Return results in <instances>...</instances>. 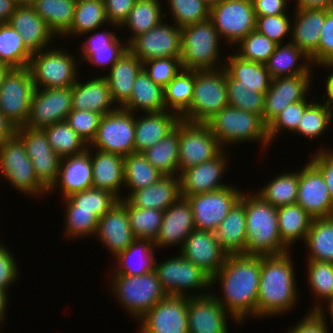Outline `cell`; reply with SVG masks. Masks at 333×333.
<instances>
[{"mask_svg": "<svg viewBox=\"0 0 333 333\" xmlns=\"http://www.w3.org/2000/svg\"><path fill=\"white\" fill-rule=\"evenodd\" d=\"M260 274V255L229 254L212 277L210 290L219 283L222 293L212 295L238 323L248 317L257 318Z\"/></svg>", "mask_w": 333, "mask_h": 333, "instance_id": "1", "label": "cell"}, {"mask_svg": "<svg viewBox=\"0 0 333 333\" xmlns=\"http://www.w3.org/2000/svg\"><path fill=\"white\" fill-rule=\"evenodd\" d=\"M290 252L261 256L257 318L283 315L297 306L298 287Z\"/></svg>", "mask_w": 333, "mask_h": 333, "instance_id": "2", "label": "cell"}, {"mask_svg": "<svg viewBox=\"0 0 333 333\" xmlns=\"http://www.w3.org/2000/svg\"><path fill=\"white\" fill-rule=\"evenodd\" d=\"M239 201L246 215L245 254L269 256L289 252L280 238L277 208L252 191H244Z\"/></svg>", "mask_w": 333, "mask_h": 333, "instance_id": "3", "label": "cell"}, {"mask_svg": "<svg viewBox=\"0 0 333 333\" xmlns=\"http://www.w3.org/2000/svg\"><path fill=\"white\" fill-rule=\"evenodd\" d=\"M220 146L259 141L263 148L270 147L268 126L262 116L227 105L206 123Z\"/></svg>", "mask_w": 333, "mask_h": 333, "instance_id": "4", "label": "cell"}, {"mask_svg": "<svg viewBox=\"0 0 333 333\" xmlns=\"http://www.w3.org/2000/svg\"><path fill=\"white\" fill-rule=\"evenodd\" d=\"M221 40L210 19L181 28L180 60L183 69L205 71L223 68L225 60H220Z\"/></svg>", "mask_w": 333, "mask_h": 333, "instance_id": "5", "label": "cell"}, {"mask_svg": "<svg viewBox=\"0 0 333 333\" xmlns=\"http://www.w3.org/2000/svg\"><path fill=\"white\" fill-rule=\"evenodd\" d=\"M109 287L116 301L125 308L129 316L140 320L154 305L163 300L167 294L164 291L157 273L148 272L143 275L128 276L112 274ZM111 282V283H110Z\"/></svg>", "mask_w": 333, "mask_h": 333, "instance_id": "6", "label": "cell"}, {"mask_svg": "<svg viewBox=\"0 0 333 333\" xmlns=\"http://www.w3.org/2000/svg\"><path fill=\"white\" fill-rule=\"evenodd\" d=\"M228 105L226 70L195 71L192 102L181 120L206 124L216 113Z\"/></svg>", "mask_w": 333, "mask_h": 333, "instance_id": "7", "label": "cell"}, {"mask_svg": "<svg viewBox=\"0 0 333 333\" xmlns=\"http://www.w3.org/2000/svg\"><path fill=\"white\" fill-rule=\"evenodd\" d=\"M55 47H48L31 56L28 68L35 88L69 87L80 77L77 69L79 61L73 52L69 54L65 48Z\"/></svg>", "mask_w": 333, "mask_h": 333, "instance_id": "8", "label": "cell"}, {"mask_svg": "<svg viewBox=\"0 0 333 333\" xmlns=\"http://www.w3.org/2000/svg\"><path fill=\"white\" fill-rule=\"evenodd\" d=\"M178 255L159 263L156 260L155 263V272L166 294L188 297L204 296L213 292L209 290L212 288V277L180 253ZM186 290L194 291L190 294Z\"/></svg>", "mask_w": 333, "mask_h": 333, "instance_id": "9", "label": "cell"}, {"mask_svg": "<svg viewBox=\"0 0 333 333\" xmlns=\"http://www.w3.org/2000/svg\"><path fill=\"white\" fill-rule=\"evenodd\" d=\"M0 175L19 192L37 197L48 189L37 179L22 140L14 133L0 145Z\"/></svg>", "mask_w": 333, "mask_h": 333, "instance_id": "10", "label": "cell"}, {"mask_svg": "<svg viewBox=\"0 0 333 333\" xmlns=\"http://www.w3.org/2000/svg\"><path fill=\"white\" fill-rule=\"evenodd\" d=\"M89 146L122 157L134 153L135 113L119 107L109 114H104L96 137Z\"/></svg>", "mask_w": 333, "mask_h": 333, "instance_id": "11", "label": "cell"}, {"mask_svg": "<svg viewBox=\"0 0 333 333\" xmlns=\"http://www.w3.org/2000/svg\"><path fill=\"white\" fill-rule=\"evenodd\" d=\"M209 19L223 42L229 46L237 45L255 30L256 16L252 0H223L210 8Z\"/></svg>", "mask_w": 333, "mask_h": 333, "instance_id": "12", "label": "cell"}, {"mask_svg": "<svg viewBox=\"0 0 333 333\" xmlns=\"http://www.w3.org/2000/svg\"><path fill=\"white\" fill-rule=\"evenodd\" d=\"M35 90L28 67L12 69L0 88V112L15 127L25 126Z\"/></svg>", "mask_w": 333, "mask_h": 333, "instance_id": "13", "label": "cell"}, {"mask_svg": "<svg viewBox=\"0 0 333 333\" xmlns=\"http://www.w3.org/2000/svg\"><path fill=\"white\" fill-rule=\"evenodd\" d=\"M223 148L204 123L179 122V174L216 157Z\"/></svg>", "mask_w": 333, "mask_h": 333, "instance_id": "14", "label": "cell"}, {"mask_svg": "<svg viewBox=\"0 0 333 333\" xmlns=\"http://www.w3.org/2000/svg\"><path fill=\"white\" fill-rule=\"evenodd\" d=\"M243 192L240 188L229 185L223 189L185 197L192 208L195 229L215 232L222 220L240 200Z\"/></svg>", "mask_w": 333, "mask_h": 333, "instance_id": "15", "label": "cell"}, {"mask_svg": "<svg viewBox=\"0 0 333 333\" xmlns=\"http://www.w3.org/2000/svg\"><path fill=\"white\" fill-rule=\"evenodd\" d=\"M127 49L141 62L166 57L181 58V28L162 20L153 29L134 37L127 44Z\"/></svg>", "mask_w": 333, "mask_h": 333, "instance_id": "16", "label": "cell"}, {"mask_svg": "<svg viewBox=\"0 0 333 333\" xmlns=\"http://www.w3.org/2000/svg\"><path fill=\"white\" fill-rule=\"evenodd\" d=\"M188 297L167 295L138 322V333H189Z\"/></svg>", "mask_w": 333, "mask_h": 333, "instance_id": "17", "label": "cell"}, {"mask_svg": "<svg viewBox=\"0 0 333 333\" xmlns=\"http://www.w3.org/2000/svg\"><path fill=\"white\" fill-rule=\"evenodd\" d=\"M72 110V86L35 88L26 127L44 129L56 122L65 121Z\"/></svg>", "mask_w": 333, "mask_h": 333, "instance_id": "18", "label": "cell"}, {"mask_svg": "<svg viewBox=\"0 0 333 333\" xmlns=\"http://www.w3.org/2000/svg\"><path fill=\"white\" fill-rule=\"evenodd\" d=\"M32 161L37 179L49 190L56 182L61 158L53 151L42 129L15 128Z\"/></svg>", "mask_w": 333, "mask_h": 333, "instance_id": "19", "label": "cell"}, {"mask_svg": "<svg viewBox=\"0 0 333 333\" xmlns=\"http://www.w3.org/2000/svg\"><path fill=\"white\" fill-rule=\"evenodd\" d=\"M299 169L296 203L313 219L333 216V201L320 170L309 160Z\"/></svg>", "mask_w": 333, "mask_h": 333, "instance_id": "20", "label": "cell"}, {"mask_svg": "<svg viewBox=\"0 0 333 333\" xmlns=\"http://www.w3.org/2000/svg\"><path fill=\"white\" fill-rule=\"evenodd\" d=\"M313 74H301L272 79L265 94L263 121L268 126L288 105L305 100L311 88Z\"/></svg>", "mask_w": 333, "mask_h": 333, "instance_id": "21", "label": "cell"}, {"mask_svg": "<svg viewBox=\"0 0 333 333\" xmlns=\"http://www.w3.org/2000/svg\"><path fill=\"white\" fill-rule=\"evenodd\" d=\"M224 149L213 159L190 167L179 174L180 194L189 197L223 189L230 184L222 183L227 170L228 158Z\"/></svg>", "mask_w": 333, "mask_h": 333, "instance_id": "22", "label": "cell"}, {"mask_svg": "<svg viewBox=\"0 0 333 333\" xmlns=\"http://www.w3.org/2000/svg\"><path fill=\"white\" fill-rule=\"evenodd\" d=\"M95 237L113 257L125 251L136 239L130 227L126 199L118 200L98 220Z\"/></svg>", "mask_w": 333, "mask_h": 333, "instance_id": "23", "label": "cell"}, {"mask_svg": "<svg viewBox=\"0 0 333 333\" xmlns=\"http://www.w3.org/2000/svg\"><path fill=\"white\" fill-rule=\"evenodd\" d=\"M214 298L212 292L204 296H188L189 333H229L228 316L238 323Z\"/></svg>", "mask_w": 333, "mask_h": 333, "instance_id": "24", "label": "cell"}, {"mask_svg": "<svg viewBox=\"0 0 333 333\" xmlns=\"http://www.w3.org/2000/svg\"><path fill=\"white\" fill-rule=\"evenodd\" d=\"M188 261L203 269L211 277L223 266L227 253L216 239L215 232L193 230L179 250Z\"/></svg>", "mask_w": 333, "mask_h": 333, "instance_id": "25", "label": "cell"}, {"mask_svg": "<svg viewBox=\"0 0 333 333\" xmlns=\"http://www.w3.org/2000/svg\"><path fill=\"white\" fill-rule=\"evenodd\" d=\"M91 187H93L91 147L88 145L82 153L61 158L58 177L48 193L52 194L55 189H60V196L65 199Z\"/></svg>", "mask_w": 333, "mask_h": 333, "instance_id": "26", "label": "cell"}, {"mask_svg": "<svg viewBox=\"0 0 333 333\" xmlns=\"http://www.w3.org/2000/svg\"><path fill=\"white\" fill-rule=\"evenodd\" d=\"M195 230L194 216L187 198L180 197L163 213V221L154 241L156 248L184 245L186 238ZM180 244V245H179Z\"/></svg>", "mask_w": 333, "mask_h": 333, "instance_id": "27", "label": "cell"}, {"mask_svg": "<svg viewBox=\"0 0 333 333\" xmlns=\"http://www.w3.org/2000/svg\"><path fill=\"white\" fill-rule=\"evenodd\" d=\"M103 29L100 32L98 30L96 32L95 29L80 36L91 35L90 33L95 32L84 43H81L82 46L79 50L82 54H80L79 60L81 63L88 61L92 66H98L97 68L100 69L106 66L105 69L108 71L127 49V44H125V40L122 41L121 38H117V33H114V31L111 32L112 30L109 31L107 28Z\"/></svg>", "mask_w": 333, "mask_h": 333, "instance_id": "28", "label": "cell"}, {"mask_svg": "<svg viewBox=\"0 0 333 333\" xmlns=\"http://www.w3.org/2000/svg\"><path fill=\"white\" fill-rule=\"evenodd\" d=\"M8 23L32 54L51 47L50 42L57 38L32 6H18Z\"/></svg>", "mask_w": 333, "mask_h": 333, "instance_id": "29", "label": "cell"}, {"mask_svg": "<svg viewBox=\"0 0 333 333\" xmlns=\"http://www.w3.org/2000/svg\"><path fill=\"white\" fill-rule=\"evenodd\" d=\"M112 98V94L106 78L93 77L81 82L79 78L72 86V109L92 111L98 114H109L119 106Z\"/></svg>", "mask_w": 333, "mask_h": 333, "instance_id": "30", "label": "cell"}, {"mask_svg": "<svg viewBox=\"0 0 333 333\" xmlns=\"http://www.w3.org/2000/svg\"><path fill=\"white\" fill-rule=\"evenodd\" d=\"M180 197L179 176L163 175L155 184L127 193L122 199L135 207L165 211Z\"/></svg>", "mask_w": 333, "mask_h": 333, "instance_id": "31", "label": "cell"}, {"mask_svg": "<svg viewBox=\"0 0 333 333\" xmlns=\"http://www.w3.org/2000/svg\"><path fill=\"white\" fill-rule=\"evenodd\" d=\"M140 116L135 115V152L140 153L163 139L181 121L178 114L167 110Z\"/></svg>", "mask_w": 333, "mask_h": 333, "instance_id": "32", "label": "cell"}, {"mask_svg": "<svg viewBox=\"0 0 333 333\" xmlns=\"http://www.w3.org/2000/svg\"><path fill=\"white\" fill-rule=\"evenodd\" d=\"M91 162L93 187L106 190L121 200L120 191L124 187V157L91 148Z\"/></svg>", "mask_w": 333, "mask_h": 333, "instance_id": "33", "label": "cell"}, {"mask_svg": "<svg viewBox=\"0 0 333 333\" xmlns=\"http://www.w3.org/2000/svg\"><path fill=\"white\" fill-rule=\"evenodd\" d=\"M294 10L290 42L311 58L318 50L325 10Z\"/></svg>", "mask_w": 333, "mask_h": 333, "instance_id": "34", "label": "cell"}, {"mask_svg": "<svg viewBox=\"0 0 333 333\" xmlns=\"http://www.w3.org/2000/svg\"><path fill=\"white\" fill-rule=\"evenodd\" d=\"M143 69L141 62L135 54L128 49L108 70L106 78L112 98L121 107L131 96L136 76Z\"/></svg>", "mask_w": 333, "mask_h": 333, "instance_id": "35", "label": "cell"}, {"mask_svg": "<svg viewBox=\"0 0 333 333\" xmlns=\"http://www.w3.org/2000/svg\"><path fill=\"white\" fill-rule=\"evenodd\" d=\"M155 250L153 241L135 239L125 251L114 257L116 265L112 274L136 276L155 271Z\"/></svg>", "mask_w": 333, "mask_h": 333, "instance_id": "36", "label": "cell"}, {"mask_svg": "<svg viewBox=\"0 0 333 333\" xmlns=\"http://www.w3.org/2000/svg\"><path fill=\"white\" fill-rule=\"evenodd\" d=\"M276 46L274 53L264 63L272 79L301 74H313L310 58L296 45L289 43ZM303 59V61H302ZM301 64H300V63Z\"/></svg>", "mask_w": 333, "mask_h": 333, "instance_id": "37", "label": "cell"}, {"mask_svg": "<svg viewBox=\"0 0 333 333\" xmlns=\"http://www.w3.org/2000/svg\"><path fill=\"white\" fill-rule=\"evenodd\" d=\"M224 59V68L236 79V86H246L252 91L266 94L271 86L272 77L265 64L244 60L234 52Z\"/></svg>", "mask_w": 333, "mask_h": 333, "instance_id": "38", "label": "cell"}, {"mask_svg": "<svg viewBox=\"0 0 333 333\" xmlns=\"http://www.w3.org/2000/svg\"><path fill=\"white\" fill-rule=\"evenodd\" d=\"M132 89L130 98L121 108L133 113H137L138 110L141 113L162 112L166 110L164 88L155 84L144 69L136 76Z\"/></svg>", "mask_w": 333, "mask_h": 333, "instance_id": "39", "label": "cell"}, {"mask_svg": "<svg viewBox=\"0 0 333 333\" xmlns=\"http://www.w3.org/2000/svg\"><path fill=\"white\" fill-rule=\"evenodd\" d=\"M222 249L229 254H245L246 215L244 205L238 201L215 231Z\"/></svg>", "mask_w": 333, "mask_h": 333, "instance_id": "40", "label": "cell"}, {"mask_svg": "<svg viewBox=\"0 0 333 333\" xmlns=\"http://www.w3.org/2000/svg\"><path fill=\"white\" fill-rule=\"evenodd\" d=\"M282 242L290 249L297 240L305 241L313 218L297 203L277 208Z\"/></svg>", "mask_w": 333, "mask_h": 333, "instance_id": "41", "label": "cell"}, {"mask_svg": "<svg viewBox=\"0 0 333 333\" xmlns=\"http://www.w3.org/2000/svg\"><path fill=\"white\" fill-rule=\"evenodd\" d=\"M161 1L162 0H136L127 19L120 26V29H125L123 27H126V30L129 31L130 29L129 32H131L129 38L127 36V40H125L126 44L134 37L153 29L164 17H167L166 11L163 13V6L160 5Z\"/></svg>", "mask_w": 333, "mask_h": 333, "instance_id": "42", "label": "cell"}, {"mask_svg": "<svg viewBox=\"0 0 333 333\" xmlns=\"http://www.w3.org/2000/svg\"><path fill=\"white\" fill-rule=\"evenodd\" d=\"M304 245L308 249L305 259L333 263V216L314 218Z\"/></svg>", "mask_w": 333, "mask_h": 333, "instance_id": "43", "label": "cell"}, {"mask_svg": "<svg viewBox=\"0 0 333 333\" xmlns=\"http://www.w3.org/2000/svg\"><path fill=\"white\" fill-rule=\"evenodd\" d=\"M143 154L163 175L179 176V123L163 139L145 150Z\"/></svg>", "mask_w": 333, "mask_h": 333, "instance_id": "44", "label": "cell"}, {"mask_svg": "<svg viewBox=\"0 0 333 333\" xmlns=\"http://www.w3.org/2000/svg\"><path fill=\"white\" fill-rule=\"evenodd\" d=\"M75 6V0H38L32 5L59 39L71 27Z\"/></svg>", "mask_w": 333, "mask_h": 333, "instance_id": "45", "label": "cell"}, {"mask_svg": "<svg viewBox=\"0 0 333 333\" xmlns=\"http://www.w3.org/2000/svg\"><path fill=\"white\" fill-rule=\"evenodd\" d=\"M299 186V170L278 174L277 177L264 184L260 190L256 191L265 202L279 208L297 201Z\"/></svg>", "mask_w": 333, "mask_h": 333, "instance_id": "46", "label": "cell"}, {"mask_svg": "<svg viewBox=\"0 0 333 333\" xmlns=\"http://www.w3.org/2000/svg\"><path fill=\"white\" fill-rule=\"evenodd\" d=\"M195 82V71L182 69L165 87L164 101L167 111L180 117L189 109Z\"/></svg>", "mask_w": 333, "mask_h": 333, "instance_id": "47", "label": "cell"}, {"mask_svg": "<svg viewBox=\"0 0 333 333\" xmlns=\"http://www.w3.org/2000/svg\"><path fill=\"white\" fill-rule=\"evenodd\" d=\"M109 26L106 17L104 0L78 2L75 6V12L71 27L61 36H77L87 32L97 30L101 26Z\"/></svg>", "mask_w": 333, "mask_h": 333, "instance_id": "48", "label": "cell"}, {"mask_svg": "<svg viewBox=\"0 0 333 333\" xmlns=\"http://www.w3.org/2000/svg\"><path fill=\"white\" fill-rule=\"evenodd\" d=\"M162 176L143 153L134 152L124 157V186L129 194L155 184Z\"/></svg>", "mask_w": 333, "mask_h": 333, "instance_id": "49", "label": "cell"}, {"mask_svg": "<svg viewBox=\"0 0 333 333\" xmlns=\"http://www.w3.org/2000/svg\"><path fill=\"white\" fill-rule=\"evenodd\" d=\"M32 53L23 44L17 30L9 23L0 24V63L12 69L26 68Z\"/></svg>", "mask_w": 333, "mask_h": 333, "instance_id": "50", "label": "cell"}, {"mask_svg": "<svg viewBox=\"0 0 333 333\" xmlns=\"http://www.w3.org/2000/svg\"><path fill=\"white\" fill-rule=\"evenodd\" d=\"M306 265L308 287L316 300L310 311H317L322 303L333 297V263L306 260Z\"/></svg>", "mask_w": 333, "mask_h": 333, "instance_id": "51", "label": "cell"}, {"mask_svg": "<svg viewBox=\"0 0 333 333\" xmlns=\"http://www.w3.org/2000/svg\"><path fill=\"white\" fill-rule=\"evenodd\" d=\"M42 130L53 151L60 158L77 155L88 148L84 140L66 121L56 122Z\"/></svg>", "mask_w": 333, "mask_h": 333, "instance_id": "52", "label": "cell"}, {"mask_svg": "<svg viewBox=\"0 0 333 333\" xmlns=\"http://www.w3.org/2000/svg\"><path fill=\"white\" fill-rule=\"evenodd\" d=\"M119 199L112 193L98 188H88L63 199L65 209L91 211L100 219Z\"/></svg>", "mask_w": 333, "mask_h": 333, "instance_id": "53", "label": "cell"}, {"mask_svg": "<svg viewBox=\"0 0 333 333\" xmlns=\"http://www.w3.org/2000/svg\"><path fill=\"white\" fill-rule=\"evenodd\" d=\"M315 99L304 111L303 116L298 124L294 134H300L309 139L322 137L325 131H328L333 119V111L324 103H319Z\"/></svg>", "mask_w": 333, "mask_h": 333, "instance_id": "54", "label": "cell"}, {"mask_svg": "<svg viewBox=\"0 0 333 333\" xmlns=\"http://www.w3.org/2000/svg\"><path fill=\"white\" fill-rule=\"evenodd\" d=\"M128 217L131 230L136 239L155 241L162 221L164 211L132 206L127 201Z\"/></svg>", "mask_w": 333, "mask_h": 333, "instance_id": "55", "label": "cell"}, {"mask_svg": "<svg viewBox=\"0 0 333 333\" xmlns=\"http://www.w3.org/2000/svg\"><path fill=\"white\" fill-rule=\"evenodd\" d=\"M228 105L262 116L265 106V94L252 91L246 86H236L234 79L226 71Z\"/></svg>", "mask_w": 333, "mask_h": 333, "instance_id": "56", "label": "cell"}, {"mask_svg": "<svg viewBox=\"0 0 333 333\" xmlns=\"http://www.w3.org/2000/svg\"><path fill=\"white\" fill-rule=\"evenodd\" d=\"M168 11L174 23L183 28L188 25L207 21L210 8L203 0H166Z\"/></svg>", "mask_w": 333, "mask_h": 333, "instance_id": "57", "label": "cell"}, {"mask_svg": "<svg viewBox=\"0 0 333 333\" xmlns=\"http://www.w3.org/2000/svg\"><path fill=\"white\" fill-rule=\"evenodd\" d=\"M276 46L267 36L254 30L234 47L239 48L235 54L240 58L264 64L274 53Z\"/></svg>", "mask_w": 333, "mask_h": 333, "instance_id": "58", "label": "cell"}, {"mask_svg": "<svg viewBox=\"0 0 333 333\" xmlns=\"http://www.w3.org/2000/svg\"><path fill=\"white\" fill-rule=\"evenodd\" d=\"M65 237H94L97 231L98 218L91 212L77 209H65Z\"/></svg>", "mask_w": 333, "mask_h": 333, "instance_id": "59", "label": "cell"}, {"mask_svg": "<svg viewBox=\"0 0 333 333\" xmlns=\"http://www.w3.org/2000/svg\"><path fill=\"white\" fill-rule=\"evenodd\" d=\"M308 97L297 103L288 105L269 125H268V138L270 145L273 141H276L277 135L286 130L287 133H294L298 124L303 116L305 109L312 103V101L307 100ZM310 102V103H309Z\"/></svg>", "mask_w": 333, "mask_h": 333, "instance_id": "60", "label": "cell"}, {"mask_svg": "<svg viewBox=\"0 0 333 333\" xmlns=\"http://www.w3.org/2000/svg\"><path fill=\"white\" fill-rule=\"evenodd\" d=\"M292 17L288 14L256 16L255 30L267 36L277 45L285 43L283 40L291 34Z\"/></svg>", "mask_w": 333, "mask_h": 333, "instance_id": "61", "label": "cell"}, {"mask_svg": "<svg viewBox=\"0 0 333 333\" xmlns=\"http://www.w3.org/2000/svg\"><path fill=\"white\" fill-rule=\"evenodd\" d=\"M149 78L163 88L183 69L180 58L166 57L143 62Z\"/></svg>", "mask_w": 333, "mask_h": 333, "instance_id": "62", "label": "cell"}, {"mask_svg": "<svg viewBox=\"0 0 333 333\" xmlns=\"http://www.w3.org/2000/svg\"><path fill=\"white\" fill-rule=\"evenodd\" d=\"M102 116L92 111L72 109L65 121L87 145H90L96 137Z\"/></svg>", "mask_w": 333, "mask_h": 333, "instance_id": "63", "label": "cell"}, {"mask_svg": "<svg viewBox=\"0 0 333 333\" xmlns=\"http://www.w3.org/2000/svg\"><path fill=\"white\" fill-rule=\"evenodd\" d=\"M310 61L317 67L333 64V9L325 10V22L321 29L318 50Z\"/></svg>", "mask_w": 333, "mask_h": 333, "instance_id": "64", "label": "cell"}, {"mask_svg": "<svg viewBox=\"0 0 333 333\" xmlns=\"http://www.w3.org/2000/svg\"><path fill=\"white\" fill-rule=\"evenodd\" d=\"M325 309L319 308L317 311L307 312L295 326L288 328L287 333H329L327 315Z\"/></svg>", "mask_w": 333, "mask_h": 333, "instance_id": "65", "label": "cell"}, {"mask_svg": "<svg viewBox=\"0 0 333 333\" xmlns=\"http://www.w3.org/2000/svg\"><path fill=\"white\" fill-rule=\"evenodd\" d=\"M12 251L0 242V288L8 291L10 285H13L20 275L18 262ZM15 281V282H14Z\"/></svg>", "mask_w": 333, "mask_h": 333, "instance_id": "66", "label": "cell"}, {"mask_svg": "<svg viewBox=\"0 0 333 333\" xmlns=\"http://www.w3.org/2000/svg\"><path fill=\"white\" fill-rule=\"evenodd\" d=\"M136 0H104L106 17L109 25L120 29L122 23L127 19Z\"/></svg>", "mask_w": 333, "mask_h": 333, "instance_id": "67", "label": "cell"}, {"mask_svg": "<svg viewBox=\"0 0 333 333\" xmlns=\"http://www.w3.org/2000/svg\"><path fill=\"white\" fill-rule=\"evenodd\" d=\"M314 154L309 160L320 170L333 201V151L319 148Z\"/></svg>", "mask_w": 333, "mask_h": 333, "instance_id": "68", "label": "cell"}, {"mask_svg": "<svg viewBox=\"0 0 333 333\" xmlns=\"http://www.w3.org/2000/svg\"><path fill=\"white\" fill-rule=\"evenodd\" d=\"M289 0H252L255 16L287 14Z\"/></svg>", "mask_w": 333, "mask_h": 333, "instance_id": "69", "label": "cell"}, {"mask_svg": "<svg viewBox=\"0 0 333 333\" xmlns=\"http://www.w3.org/2000/svg\"><path fill=\"white\" fill-rule=\"evenodd\" d=\"M294 9L304 10H330L333 9V0H295Z\"/></svg>", "mask_w": 333, "mask_h": 333, "instance_id": "70", "label": "cell"}, {"mask_svg": "<svg viewBox=\"0 0 333 333\" xmlns=\"http://www.w3.org/2000/svg\"><path fill=\"white\" fill-rule=\"evenodd\" d=\"M321 68H327L328 70L331 69L330 74H328L327 78L325 79V89H326V95L327 98L325 99V96L322 97V100H324V104L330 108L333 111V64H325V65H320Z\"/></svg>", "mask_w": 333, "mask_h": 333, "instance_id": "71", "label": "cell"}, {"mask_svg": "<svg viewBox=\"0 0 333 333\" xmlns=\"http://www.w3.org/2000/svg\"><path fill=\"white\" fill-rule=\"evenodd\" d=\"M17 7L16 0H0V24L8 23Z\"/></svg>", "mask_w": 333, "mask_h": 333, "instance_id": "72", "label": "cell"}, {"mask_svg": "<svg viewBox=\"0 0 333 333\" xmlns=\"http://www.w3.org/2000/svg\"><path fill=\"white\" fill-rule=\"evenodd\" d=\"M15 133V127L0 112V145Z\"/></svg>", "mask_w": 333, "mask_h": 333, "instance_id": "73", "label": "cell"}, {"mask_svg": "<svg viewBox=\"0 0 333 333\" xmlns=\"http://www.w3.org/2000/svg\"><path fill=\"white\" fill-rule=\"evenodd\" d=\"M8 291L4 290V289H1L0 288V325L4 322V318H5V315H6V309H8V301H9V297H8V294L7 293Z\"/></svg>", "mask_w": 333, "mask_h": 333, "instance_id": "74", "label": "cell"}, {"mask_svg": "<svg viewBox=\"0 0 333 333\" xmlns=\"http://www.w3.org/2000/svg\"><path fill=\"white\" fill-rule=\"evenodd\" d=\"M12 68L8 65L0 63V88L4 83V80Z\"/></svg>", "mask_w": 333, "mask_h": 333, "instance_id": "75", "label": "cell"}, {"mask_svg": "<svg viewBox=\"0 0 333 333\" xmlns=\"http://www.w3.org/2000/svg\"><path fill=\"white\" fill-rule=\"evenodd\" d=\"M325 303H327L326 307H325ZM325 303L322 304L323 306H321L320 308H322V307L327 308L326 310H327V312L329 311L328 314L330 315V319H332L331 323H333V297L328 299Z\"/></svg>", "mask_w": 333, "mask_h": 333, "instance_id": "76", "label": "cell"}, {"mask_svg": "<svg viewBox=\"0 0 333 333\" xmlns=\"http://www.w3.org/2000/svg\"><path fill=\"white\" fill-rule=\"evenodd\" d=\"M18 6H32L35 4L38 0H16Z\"/></svg>", "mask_w": 333, "mask_h": 333, "instance_id": "77", "label": "cell"}, {"mask_svg": "<svg viewBox=\"0 0 333 333\" xmlns=\"http://www.w3.org/2000/svg\"><path fill=\"white\" fill-rule=\"evenodd\" d=\"M203 1L209 8H211L212 6L219 4L223 0H203Z\"/></svg>", "mask_w": 333, "mask_h": 333, "instance_id": "78", "label": "cell"}, {"mask_svg": "<svg viewBox=\"0 0 333 333\" xmlns=\"http://www.w3.org/2000/svg\"><path fill=\"white\" fill-rule=\"evenodd\" d=\"M86 1H95V0H75L76 3H78V2H86Z\"/></svg>", "mask_w": 333, "mask_h": 333, "instance_id": "79", "label": "cell"}]
</instances>
